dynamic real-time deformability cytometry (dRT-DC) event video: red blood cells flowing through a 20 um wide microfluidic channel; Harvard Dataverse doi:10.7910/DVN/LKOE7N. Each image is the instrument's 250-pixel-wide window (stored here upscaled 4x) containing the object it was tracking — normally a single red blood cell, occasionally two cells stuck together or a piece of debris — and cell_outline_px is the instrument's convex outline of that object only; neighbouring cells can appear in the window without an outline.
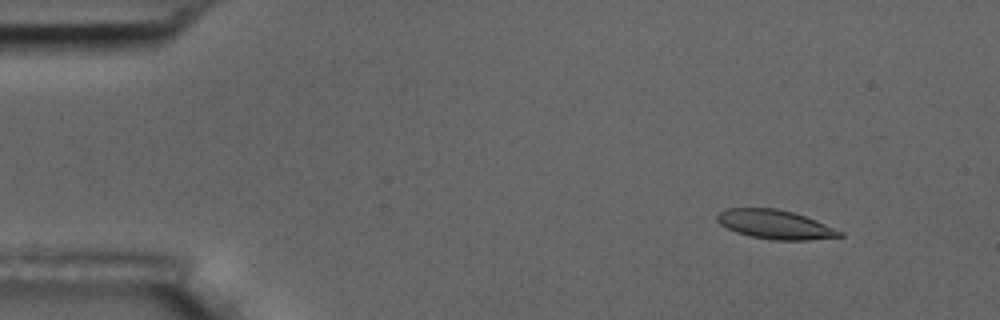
{"species": "common noctule bat (a hibernating species)", "species_latin": "Nyctalus noctula", "temperature_condition": "room temperature", "stored_images_in_passage": 5, "camera_frame_rate_fps": 3000, "um_per_image_px": 0.085, "animal": {"sex": "male", "body_mass_g": 17.5, "forearm_length_mm": 52.3}, "frame": {"image": 1, "passage_image": 2, "time_ms": 1.0, "image_size_px": [1000, 320], "cell_outline_px": [[844, 236], [808, 240], [772, 240], [752, 236], [736, 232], [720, 224], [716, 220], [716, 216], [720, 212], [728, 208], [776, 208], [792, 212], [816, 220], [844, 232]], "centroid_in_image_um": [65.9, 19.08], "position_along_channel_um": 19.1, "area_um2": 20.63}}
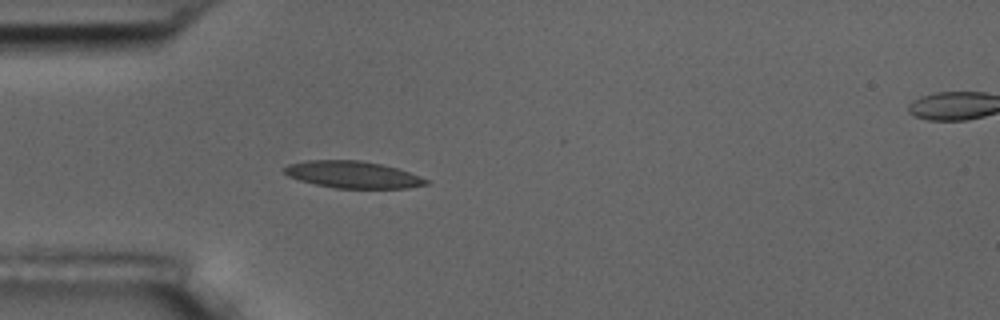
{"frame": {"image": 2, "passage_image": 4, "time_ms": 4.333, "image_size_px": [1000, 320], "cell_outline_px": [[428, 184], [408, 188], [336, 188], [316, 184], [300, 180], [288, 176], [284, 172], [284, 168], [288, 164], [308, 160], [360, 160], [380, 164], [396, 168], [420, 176], [428, 180]], "centroid_in_image_um": [29.98, 14.84], "position_along_channel_um": 55.0, "area_um2": 22.02}}